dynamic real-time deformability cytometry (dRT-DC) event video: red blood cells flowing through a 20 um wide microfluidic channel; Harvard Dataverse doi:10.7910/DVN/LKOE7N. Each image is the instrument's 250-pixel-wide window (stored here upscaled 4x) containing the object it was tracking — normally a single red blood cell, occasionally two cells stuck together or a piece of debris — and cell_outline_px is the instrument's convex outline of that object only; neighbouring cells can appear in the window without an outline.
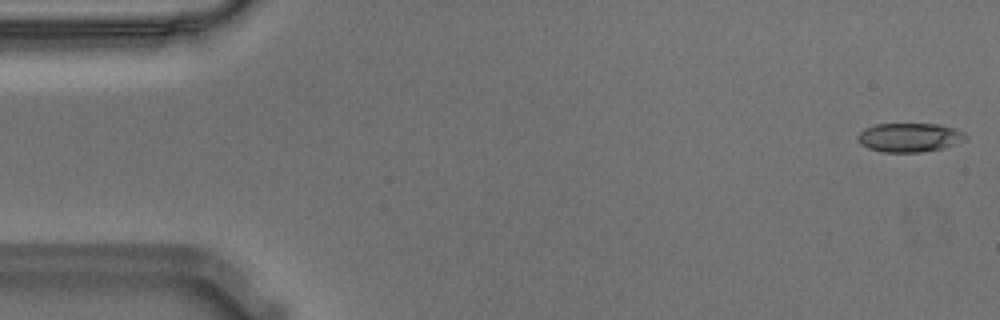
{"species": "Egyptian fruit bat (a non-hibernating species)", "species_latin": "Rousettus aegyptiacus", "temperature_condition": "warm", "stored_images_in_passage": 55, "camera_frame_rate_fps": 3000, "um_per_image_px": 0.085, "animal": {"sex": "male"}, "frame": {"image": 1, "passage_image": 1, "time_ms": 0.0, "image_size_px": [1000, 320], "cell_outline_px": [[968, 140], [944, 148], [920, 152], [884, 152], [868, 148], [860, 144], [856, 140], [856, 136], [864, 128], [876, 124], [940, 124], [956, 128], [964, 132], [968, 136]], "centroid_in_image_um": [77.34, 11.68], "position_along_channel_um": 7.7, "area_um2": 18.55}}
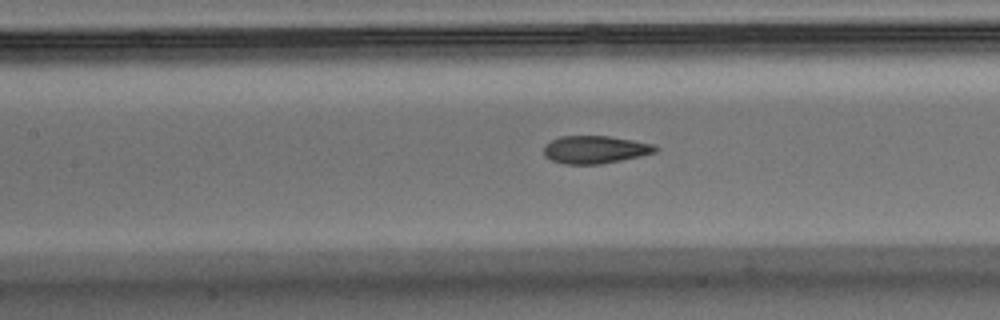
{"frame": {"image": 2, "passage_image": 24, "time_ms": 7.667, "image_size_px": [1000, 320], "cell_outline_px": [[660, 148], [656, 152], [640, 156], [600, 164], [564, 164], [552, 160], [544, 156], [544, 144], [560, 136], [608, 136], [632, 140], [652, 144]], "centroid_in_image_um": [50.56, 12.71], "position_along_channel_um": 156.8, "area_um2": 17.98}}
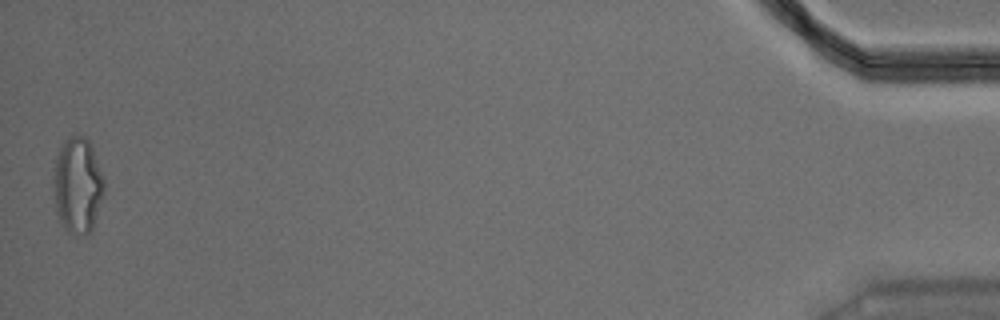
{"frame": {"image": 3, "passage_image": 55, "time_ms": 18.0, "image_size_px": [1000, 320], "cell_outline_px": [[104, 188], [92, 228], [88, 232], [72, 236], [68, 232], [60, 220], [56, 212], [52, 176], [56, 156], [60, 148], [68, 136], [84, 136], [92, 144], [104, 176]], "centroid_in_image_um": [6.58, 15.71], "position_along_channel_um": 428.6, "area_um2": 28.32}, "authors_computed_cell_mechanics": {"area_um2": 18.496, "velocity_mm_per_s": 3.5753, "shape_relaxation_time_tau1_ms": 8.0829, "shape_relaxation_time_tau2_ms": 1.5845, "deformation_change_tau1": 0.2283, "deformation_change_tau2": 0.0851}}